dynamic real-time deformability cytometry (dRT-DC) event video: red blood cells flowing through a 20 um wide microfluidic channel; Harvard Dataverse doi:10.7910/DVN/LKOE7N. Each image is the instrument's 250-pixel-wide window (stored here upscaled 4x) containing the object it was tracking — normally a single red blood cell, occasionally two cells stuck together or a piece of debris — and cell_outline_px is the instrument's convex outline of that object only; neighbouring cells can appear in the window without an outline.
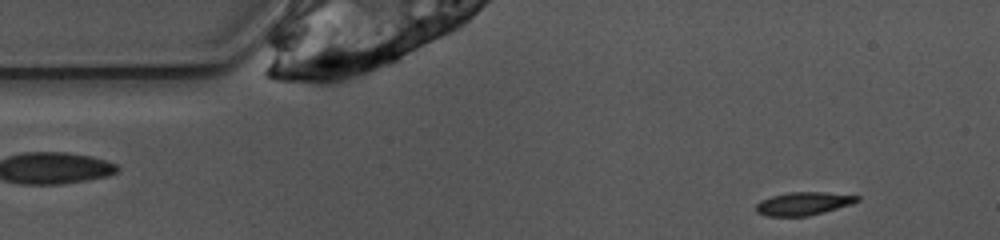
{"species": "common noctule bat (a hibernating species)", "species_latin": "Nyctalus noctula", "temperature_condition": "warm", "stored_images_in_passage": 3, "camera_frame_rate_fps": 3000, "um_per_image_px": 0.085, "animal": {"sex": "female", "body_mass_g": 10.0, "forearm_length_mm": 53.1}, "frame": {"image": 1, "passage_image": 3, "time_ms": 0.667, "image_size_px": [1000, 240], "cell_outline_px": [[860, 200], [852, 204], [824, 212], [808, 216], [768, 216], [756, 212], [756, 204], [760, 200], [772, 196], [788, 192], [824, 192], [860, 196]], "centroid_in_image_um": [68.29, 17.3], "position_along_channel_um": 16.7, "area_um2": 13.64}}